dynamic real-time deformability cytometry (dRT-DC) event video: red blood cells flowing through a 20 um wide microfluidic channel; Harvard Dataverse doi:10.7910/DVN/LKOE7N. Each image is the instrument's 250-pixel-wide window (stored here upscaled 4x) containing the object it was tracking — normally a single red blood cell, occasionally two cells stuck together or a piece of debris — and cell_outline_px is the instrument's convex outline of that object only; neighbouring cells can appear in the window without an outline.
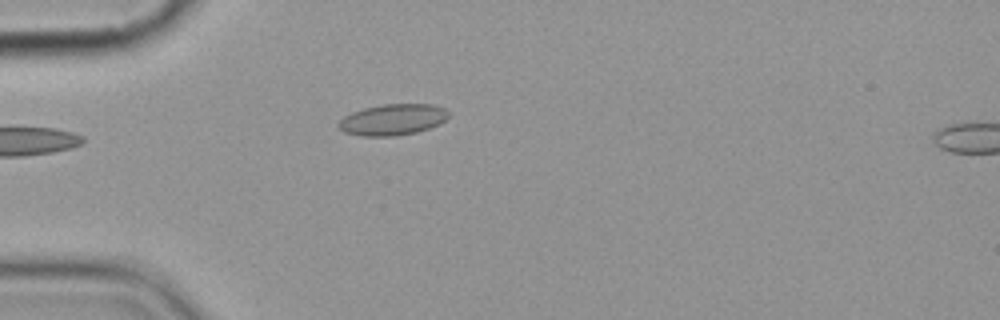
{"species": "common noctule bat (a hibernating species)", "species_latin": "Nyctalus noctula", "temperature_condition": "cold", "stored_images_in_passage": 2, "camera_frame_rate_fps": 3000, "um_per_image_px": 0.085, "animal": {"sex": "female", "body_mass_g": 19.9}, "frame": {"image": 1, "passage_image": 1, "time_ms": 0.0, "image_size_px": [1000, 320], "cell_outline_px": [[448, 116], [440, 124], [416, 132], [396, 136], [360, 136], [344, 132], [336, 124], [344, 116], [352, 112], [364, 108], [384, 104], [432, 104], [444, 108], [448, 112]], "centroid_in_image_um": [33.36, 10.17], "position_along_channel_um": 51.6, "area_um2": 19.94}}